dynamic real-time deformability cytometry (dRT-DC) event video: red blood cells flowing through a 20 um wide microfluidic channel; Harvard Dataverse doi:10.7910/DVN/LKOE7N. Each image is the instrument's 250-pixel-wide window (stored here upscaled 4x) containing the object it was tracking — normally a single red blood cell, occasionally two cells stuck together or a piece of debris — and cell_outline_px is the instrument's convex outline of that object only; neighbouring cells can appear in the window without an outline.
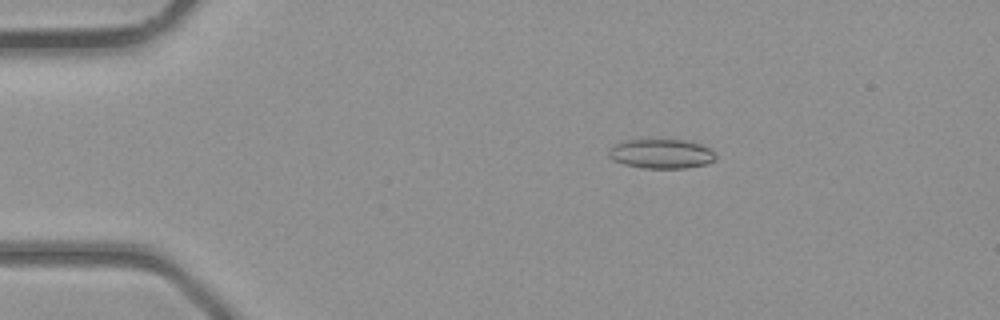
{"species": "common noctule bat (a hibernating species)", "species_latin": "Nyctalus noctula", "temperature_condition": "room temperature", "stored_images_in_passage": 40, "camera_frame_rate_fps": 3000, "um_per_image_px": 0.085, "animal": {"sex": "male", "body_mass_g": 23.1, "forearm_length_mm": 52.7}, "frame": {"image": 1, "passage_image": 7, "time_ms": 2.0, "image_size_px": [1000, 320], "cell_outline_px": [[716, 160], [704, 164], [684, 168], [644, 168], [624, 164], [612, 160], [608, 156], [608, 152], [616, 144], [628, 140], [688, 140], [700, 144], [708, 148], [716, 156]], "centroid_in_image_um": [56.21, 13.07], "position_along_channel_um": 28.8, "area_um2": 18.09}}
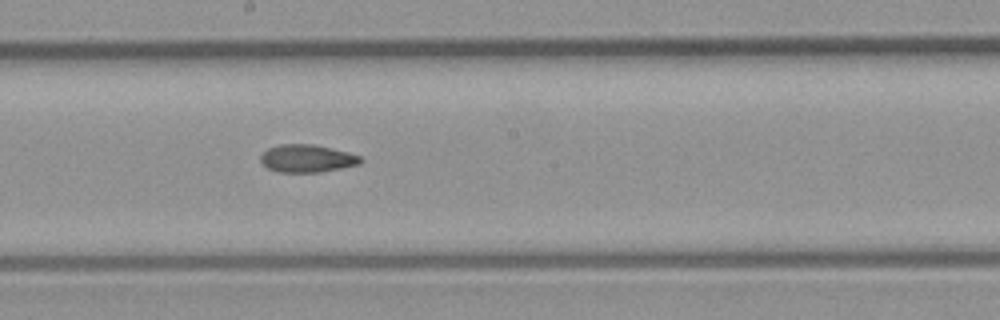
{"frame": {"image": 2, "passage_image": 22, "time_ms": 7.0, "image_size_px": [1000, 320], "cell_outline_px": [[364, 160], [360, 164], [320, 172], [280, 172], [268, 168], [260, 160], [260, 156], [268, 148], [280, 144], [312, 144], [348, 152], [360, 156]], "centroid_in_image_um": [26.11, 13.47], "position_along_channel_um": 222.1, "area_um2": 16.01}}
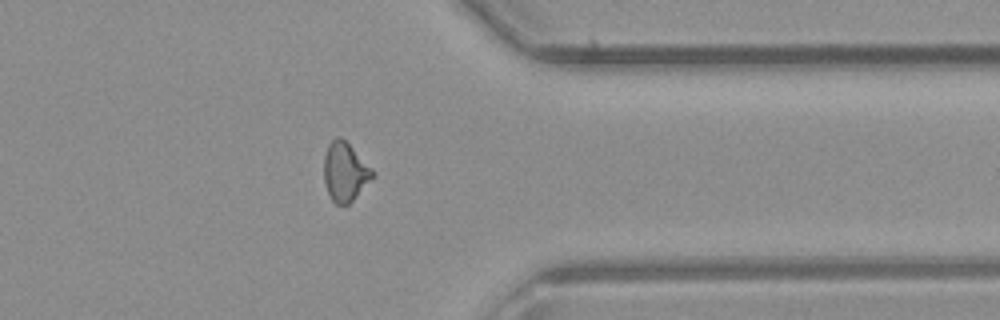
{"frame": {"image": 3, "passage_image": 32, "time_ms": 10.333, "image_size_px": [1000, 320], "cell_outline_px": [[372, 176], [356, 196], [348, 204], [336, 204], [332, 200], [328, 192], [324, 180], [324, 156], [328, 144], [336, 136], [340, 136], [372, 168]], "centroid_in_image_um": [29.28, 14.58], "position_along_channel_um": 382.1, "area_um2": 16.13}}